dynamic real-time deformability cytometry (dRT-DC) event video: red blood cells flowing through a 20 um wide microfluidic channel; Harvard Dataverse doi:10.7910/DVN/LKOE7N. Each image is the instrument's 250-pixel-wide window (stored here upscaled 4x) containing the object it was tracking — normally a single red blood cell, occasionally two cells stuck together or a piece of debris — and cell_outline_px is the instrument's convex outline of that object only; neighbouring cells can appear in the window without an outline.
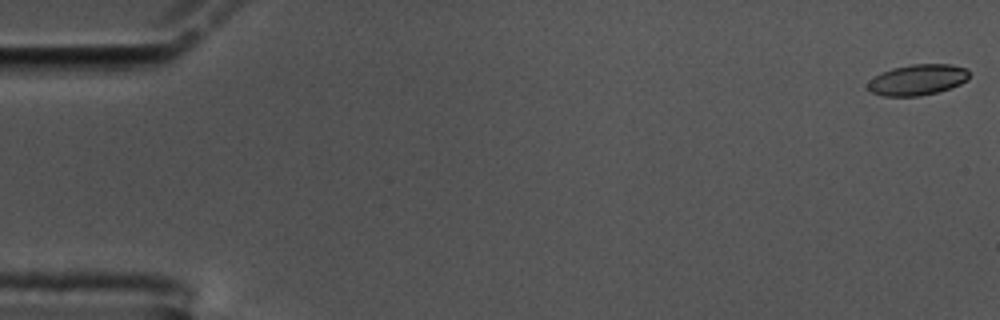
{"species": "common noctule bat (a hibernating species)", "species_latin": "Nyctalus noctula", "temperature_condition": "cold", "stored_images_in_passage": 16, "camera_frame_rate_fps": 3000, "um_per_image_px": 0.085, "animal": {"sex": "male", "body_mass_g": 17.5, "forearm_length_mm": 52.3}, "frame": {"image": 1, "passage_image": 1, "time_ms": 0.0, "image_size_px": [1000, 320], "cell_outline_px": [[968, 80], [960, 84], [936, 92], [920, 96], [880, 96], [868, 92], [864, 88], [868, 80], [880, 72], [892, 68], [912, 64], [948, 64], [964, 68], [968, 72]], "centroid_in_image_um": [77.87, 6.79], "position_along_channel_um": 7.1, "area_um2": 18.44}}
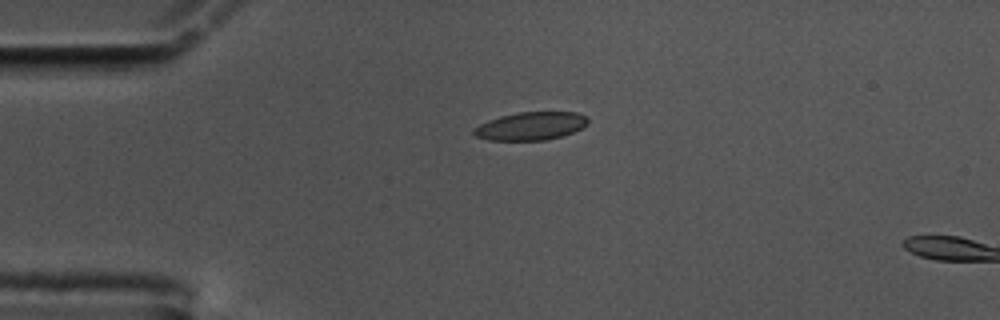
{"frame": {"image": 2, "passage_image": 14, "time_ms": 4.333, "image_size_px": [1000, 320], "cell_outline_px": [[588, 124], [572, 132], [560, 136], [544, 140], [488, 140], [476, 136], [472, 132], [472, 128], [488, 120], [500, 116], [520, 112], [576, 112], [584, 116], [588, 120]], "centroid_in_image_um": [45.07, 10.71], "position_along_channel_um": 39.9, "area_um2": 18.5}}